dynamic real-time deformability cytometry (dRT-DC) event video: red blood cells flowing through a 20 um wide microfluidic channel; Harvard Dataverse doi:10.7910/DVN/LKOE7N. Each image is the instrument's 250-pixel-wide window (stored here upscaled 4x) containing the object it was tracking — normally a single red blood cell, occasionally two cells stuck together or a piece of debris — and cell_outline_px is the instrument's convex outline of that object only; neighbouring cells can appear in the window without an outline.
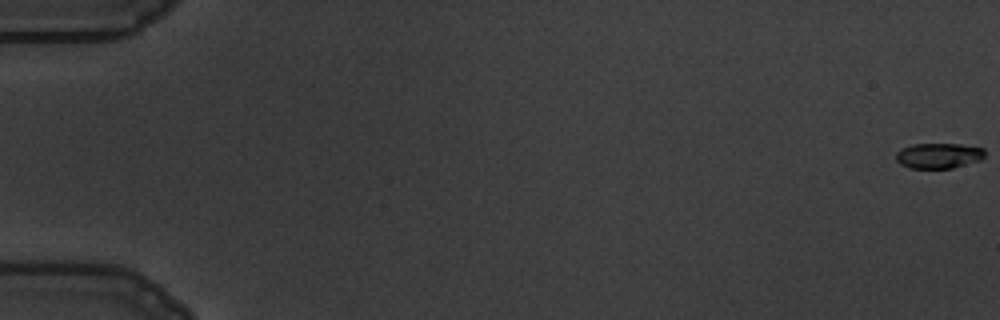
{"species": "common noctule bat (a hibernating species)", "species_latin": "Nyctalus noctula", "temperature_condition": "warm", "stored_images_in_passage": 15, "camera_frame_rate_fps": 3000, "um_per_image_px": 0.085, "animal": {"sex": "male", "body_mass_g": 19.5, "forearm_length_mm": 54.6}, "frame": {"image": 1, "passage_image": 1, "time_ms": 0.0, "image_size_px": [1000, 320], "cell_outline_px": [[984, 156], [980, 160], [952, 168], [908, 168], [900, 164], [896, 160], [896, 152], [912, 144], [960, 144], [984, 148]], "centroid_in_image_um": [79.77, 13.23], "position_along_channel_um": 5.2, "area_um2": 13.06}}